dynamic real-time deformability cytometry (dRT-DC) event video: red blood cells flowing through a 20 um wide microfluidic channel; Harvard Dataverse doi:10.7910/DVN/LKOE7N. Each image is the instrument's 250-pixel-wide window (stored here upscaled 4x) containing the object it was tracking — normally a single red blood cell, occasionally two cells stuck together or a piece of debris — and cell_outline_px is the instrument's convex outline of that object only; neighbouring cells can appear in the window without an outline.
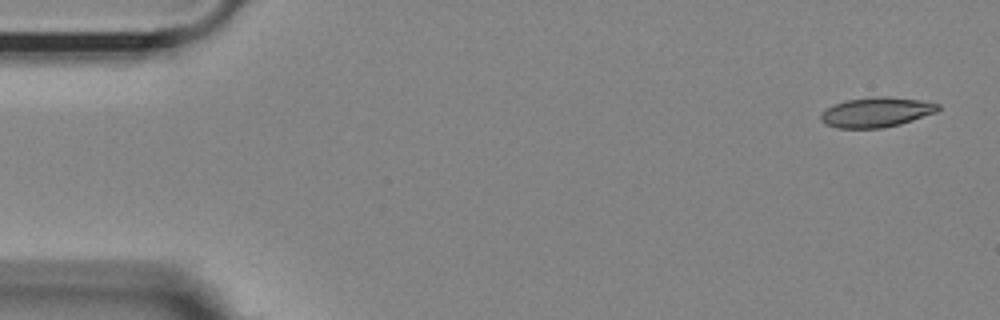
{"species": "Egyptian fruit bat (a non-hibernating species)", "species_latin": "Rousettus aegyptiacus", "temperature_condition": "room temperature", "stored_images_in_passage": 53, "camera_frame_rate_fps": 3000, "um_per_image_px": 0.085, "animal": {"sex": "female"}, "frame": {"image": 1, "passage_image": 1, "time_ms": 0.0, "image_size_px": [1000, 320], "cell_outline_px": [[940, 108], [936, 112], [900, 124], [884, 128], [836, 128], [820, 120], [820, 112], [844, 100], [880, 96], [884, 96], [920, 100], [940, 104]], "centroid_in_image_um": [74.48, 9.54], "position_along_channel_um": 10.5, "area_um2": 20.29}}
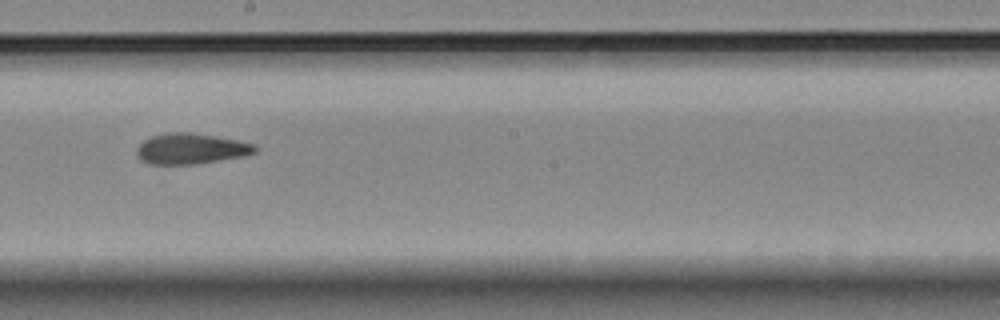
{"frame": {"image": 2, "passage_image": 29, "time_ms": 9.333, "image_size_px": [1000, 320], "cell_outline_px": [[256, 152], [244, 156], [192, 164], [148, 164], [140, 160], [136, 152], [136, 148], [144, 140], [152, 136], [168, 132], [192, 132], [236, 140], [256, 144]], "centroid_in_image_um": [16.2, 12.63], "position_along_channel_um": 232.0, "area_um2": 21.04}}
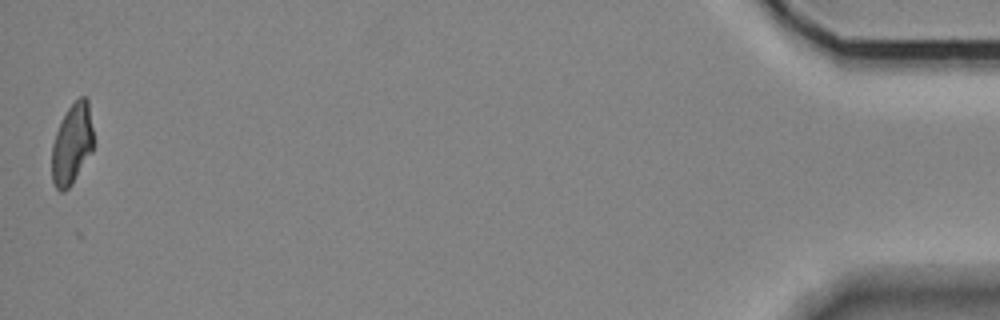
{"frame": {"image": 3, "passage_image": 53, "time_ms": 17.333, "image_size_px": [1000, 320], "cell_outline_px": [[92, 152], [72, 184], [64, 192], [60, 192], [56, 188], [52, 180], [52, 144], [60, 120], [68, 108], [80, 96], [84, 96], [88, 100], [92, 128]], "centroid_in_image_um": [6.1, 12.26], "position_along_channel_um": 429.1, "area_um2": 19.54}, "authors_computed_cell_mechanics": {"area_um2": 20.6924, "velocity_mm_per_s": 3.6244, "shape_relaxation_time_tau1_ms": null, "shape_relaxation_time_tau2_ms": 4.0458, "deformation_change_tau1": null, "deformation_change_tau2": 0.0992}}